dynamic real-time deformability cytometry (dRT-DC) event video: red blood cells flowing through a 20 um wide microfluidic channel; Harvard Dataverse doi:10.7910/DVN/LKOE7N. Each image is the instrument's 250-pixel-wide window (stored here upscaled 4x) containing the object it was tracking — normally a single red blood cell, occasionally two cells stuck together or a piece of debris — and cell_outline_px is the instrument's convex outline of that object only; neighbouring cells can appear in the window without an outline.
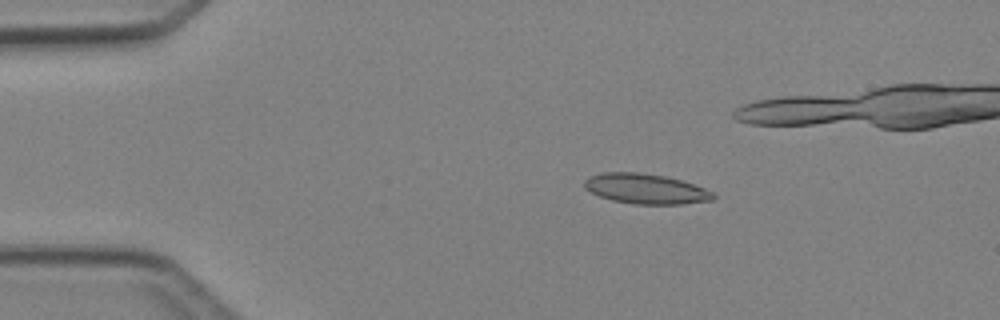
{"species": "Egyptian fruit bat (a non-hibernating species)", "species_latin": "Rousettus aegyptiacus", "temperature_condition": "cold", "stored_images_in_passage": 5, "camera_frame_rate_fps": 3000, "um_per_image_px": 0.085, "animal": {"sex": "female"}, "frame": {"image": 1, "passage_image": 2, "time_ms": 1.333, "image_size_px": [1000, 320], "cell_outline_px": [[716, 196], [712, 200], [680, 204], [636, 204], [612, 200], [600, 196], [584, 188], [584, 180], [588, 176], [600, 172], [640, 172], [664, 176], [680, 180], [704, 188], [712, 192]], "centroid_in_image_um": [54.84, 16.04], "position_along_channel_um": 30.2, "area_um2": 22.48}}
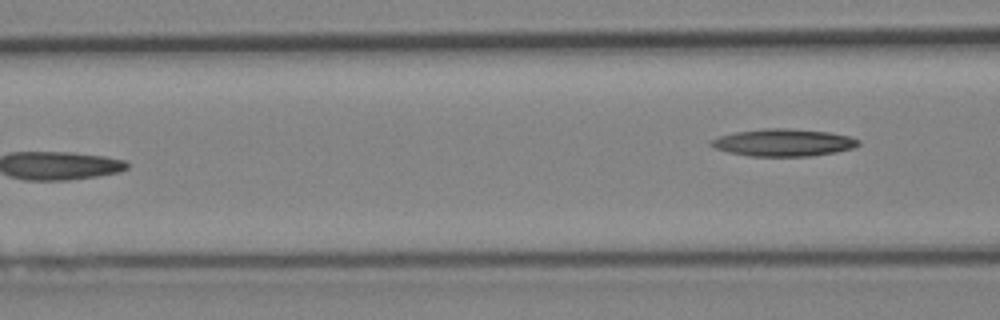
{"frame": {"image": 2, "passage_image": 5, "time_ms": 5.667, "image_size_px": [1000, 320], "cell_outline_px": [[860, 144], [852, 148], [836, 152], [812, 156], [752, 156], [728, 152], [716, 148], [708, 144], [708, 140], [720, 136], [736, 132], [764, 128], [784, 128], [828, 132], [848, 136], [860, 140]], "centroid_in_image_um": [66.57, 12.12], "position_along_channel_um": 100.0, "area_um2": 23.35}}